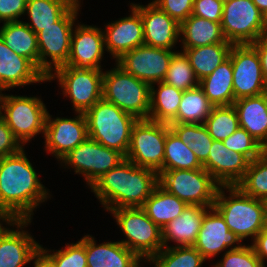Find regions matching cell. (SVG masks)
Instances as JSON below:
<instances>
[{
	"label": "cell",
	"instance_id": "cell-1",
	"mask_svg": "<svg viewBox=\"0 0 267 267\" xmlns=\"http://www.w3.org/2000/svg\"><path fill=\"white\" fill-rule=\"evenodd\" d=\"M24 148L0 159V210L15 220H31L33 211L45 202L48 191L41 184Z\"/></svg>",
	"mask_w": 267,
	"mask_h": 267
},
{
	"label": "cell",
	"instance_id": "cell-2",
	"mask_svg": "<svg viewBox=\"0 0 267 267\" xmlns=\"http://www.w3.org/2000/svg\"><path fill=\"white\" fill-rule=\"evenodd\" d=\"M158 174L125 159L90 188L107 211L142 207L158 185Z\"/></svg>",
	"mask_w": 267,
	"mask_h": 267
},
{
	"label": "cell",
	"instance_id": "cell-3",
	"mask_svg": "<svg viewBox=\"0 0 267 267\" xmlns=\"http://www.w3.org/2000/svg\"><path fill=\"white\" fill-rule=\"evenodd\" d=\"M213 207L241 240L249 236L254 240L267 225V201L245 195L237 186H220Z\"/></svg>",
	"mask_w": 267,
	"mask_h": 267
},
{
	"label": "cell",
	"instance_id": "cell-4",
	"mask_svg": "<svg viewBox=\"0 0 267 267\" xmlns=\"http://www.w3.org/2000/svg\"><path fill=\"white\" fill-rule=\"evenodd\" d=\"M89 138L126 156L137 118L101 98L84 113Z\"/></svg>",
	"mask_w": 267,
	"mask_h": 267
},
{
	"label": "cell",
	"instance_id": "cell-5",
	"mask_svg": "<svg viewBox=\"0 0 267 267\" xmlns=\"http://www.w3.org/2000/svg\"><path fill=\"white\" fill-rule=\"evenodd\" d=\"M103 98L137 119H148L150 85L127 73L117 63L103 73Z\"/></svg>",
	"mask_w": 267,
	"mask_h": 267
},
{
	"label": "cell",
	"instance_id": "cell-6",
	"mask_svg": "<svg viewBox=\"0 0 267 267\" xmlns=\"http://www.w3.org/2000/svg\"><path fill=\"white\" fill-rule=\"evenodd\" d=\"M110 211L127 238L120 242L140 259L150 261L163 248L162 229L141 207L117 208Z\"/></svg>",
	"mask_w": 267,
	"mask_h": 267
},
{
	"label": "cell",
	"instance_id": "cell-7",
	"mask_svg": "<svg viewBox=\"0 0 267 267\" xmlns=\"http://www.w3.org/2000/svg\"><path fill=\"white\" fill-rule=\"evenodd\" d=\"M47 113L45 104L38 97L5 95L0 92V117L22 146L39 133L44 134Z\"/></svg>",
	"mask_w": 267,
	"mask_h": 267
},
{
	"label": "cell",
	"instance_id": "cell-8",
	"mask_svg": "<svg viewBox=\"0 0 267 267\" xmlns=\"http://www.w3.org/2000/svg\"><path fill=\"white\" fill-rule=\"evenodd\" d=\"M159 185L188 205L212 208L220 185L204 169L163 170L158 175Z\"/></svg>",
	"mask_w": 267,
	"mask_h": 267
},
{
	"label": "cell",
	"instance_id": "cell-9",
	"mask_svg": "<svg viewBox=\"0 0 267 267\" xmlns=\"http://www.w3.org/2000/svg\"><path fill=\"white\" fill-rule=\"evenodd\" d=\"M169 124L138 119L131 131V141L125 159L139 167L163 171L165 139Z\"/></svg>",
	"mask_w": 267,
	"mask_h": 267
},
{
	"label": "cell",
	"instance_id": "cell-10",
	"mask_svg": "<svg viewBox=\"0 0 267 267\" xmlns=\"http://www.w3.org/2000/svg\"><path fill=\"white\" fill-rule=\"evenodd\" d=\"M47 76V82L58 79L63 95L70 97L75 112L85 113L103 98V73L99 69H77L61 66Z\"/></svg>",
	"mask_w": 267,
	"mask_h": 267
},
{
	"label": "cell",
	"instance_id": "cell-11",
	"mask_svg": "<svg viewBox=\"0 0 267 267\" xmlns=\"http://www.w3.org/2000/svg\"><path fill=\"white\" fill-rule=\"evenodd\" d=\"M77 14H79L78 9L70 8L57 22L36 34L39 48V70L46 78L53 72V69L67 64ZM47 57L52 62L47 60Z\"/></svg>",
	"mask_w": 267,
	"mask_h": 267
},
{
	"label": "cell",
	"instance_id": "cell-12",
	"mask_svg": "<svg viewBox=\"0 0 267 267\" xmlns=\"http://www.w3.org/2000/svg\"><path fill=\"white\" fill-rule=\"evenodd\" d=\"M61 160L65 166H71L76 174H82L91 187L106 172L123 162L125 156L88 137Z\"/></svg>",
	"mask_w": 267,
	"mask_h": 267
},
{
	"label": "cell",
	"instance_id": "cell-13",
	"mask_svg": "<svg viewBox=\"0 0 267 267\" xmlns=\"http://www.w3.org/2000/svg\"><path fill=\"white\" fill-rule=\"evenodd\" d=\"M221 27L232 44H252L263 34V14L252 0L224 2Z\"/></svg>",
	"mask_w": 267,
	"mask_h": 267
},
{
	"label": "cell",
	"instance_id": "cell-14",
	"mask_svg": "<svg viewBox=\"0 0 267 267\" xmlns=\"http://www.w3.org/2000/svg\"><path fill=\"white\" fill-rule=\"evenodd\" d=\"M229 58L232 62L235 100L267 92L259 55L251 44H233Z\"/></svg>",
	"mask_w": 267,
	"mask_h": 267
},
{
	"label": "cell",
	"instance_id": "cell-15",
	"mask_svg": "<svg viewBox=\"0 0 267 267\" xmlns=\"http://www.w3.org/2000/svg\"><path fill=\"white\" fill-rule=\"evenodd\" d=\"M174 53L175 51L143 44L125 53L116 62L127 73L154 85L164 80Z\"/></svg>",
	"mask_w": 267,
	"mask_h": 267
},
{
	"label": "cell",
	"instance_id": "cell-16",
	"mask_svg": "<svg viewBox=\"0 0 267 267\" xmlns=\"http://www.w3.org/2000/svg\"><path fill=\"white\" fill-rule=\"evenodd\" d=\"M77 114L75 118L52 119L47 113L43 136L45 149L60 161L89 137L84 113Z\"/></svg>",
	"mask_w": 267,
	"mask_h": 267
},
{
	"label": "cell",
	"instance_id": "cell-17",
	"mask_svg": "<svg viewBox=\"0 0 267 267\" xmlns=\"http://www.w3.org/2000/svg\"><path fill=\"white\" fill-rule=\"evenodd\" d=\"M105 42L101 28L88 25H77L72 32L70 54L67 64L77 69H101Z\"/></svg>",
	"mask_w": 267,
	"mask_h": 267
},
{
	"label": "cell",
	"instance_id": "cell-18",
	"mask_svg": "<svg viewBox=\"0 0 267 267\" xmlns=\"http://www.w3.org/2000/svg\"><path fill=\"white\" fill-rule=\"evenodd\" d=\"M241 242L240 237L229 230L221 214L212 207L203 217L194 247L207 260L229 247L230 250L242 247Z\"/></svg>",
	"mask_w": 267,
	"mask_h": 267
},
{
	"label": "cell",
	"instance_id": "cell-19",
	"mask_svg": "<svg viewBox=\"0 0 267 267\" xmlns=\"http://www.w3.org/2000/svg\"><path fill=\"white\" fill-rule=\"evenodd\" d=\"M143 21L144 44L156 48L172 50L181 38L180 24L154 3L133 4Z\"/></svg>",
	"mask_w": 267,
	"mask_h": 267
},
{
	"label": "cell",
	"instance_id": "cell-20",
	"mask_svg": "<svg viewBox=\"0 0 267 267\" xmlns=\"http://www.w3.org/2000/svg\"><path fill=\"white\" fill-rule=\"evenodd\" d=\"M250 160L229 150L223 141L214 140L203 168L220 186H236L244 177Z\"/></svg>",
	"mask_w": 267,
	"mask_h": 267
},
{
	"label": "cell",
	"instance_id": "cell-21",
	"mask_svg": "<svg viewBox=\"0 0 267 267\" xmlns=\"http://www.w3.org/2000/svg\"><path fill=\"white\" fill-rule=\"evenodd\" d=\"M128 17L106 25L104 34L105 50L113 59H120L125 53L144 44L143 21L140 12L131 4Z\"/></svg>",
	"mask_w": 267,
	"mask_h": 267
},
{
	"label": "cell",
	"instance_id": "cell-22",
	"mask_svg": "<svg viewBox=\"0 0 267 267\" xmlns=\"http://www.w3.org/2000/svg\"><path fill=\"white\" fill-rule=\"evenodd\" d=\"M30 223L31 220H15L10 226H17V230L6 228L0 235V267H23L33 261L41 245L23 230Z\"/></svg>",
	"mask_w": 267,
	"mask_h": 267
},
{
	"label": "cell",
	"instance_id": "cell-23",
	"mask_svg": "<svg viewBox=\"0 0 267 267\" xmlns=\"http://www.w3.org/2000/svg\"><path fill=\"white\" fill-rule=\"evenodd\" d=\"M46 82L45 75L26 57L11 50L0 37V92Z\"/></svg>",
	"mask_w": 267,
	"mask_h": 267
},
{
	"label": "cell",
	"instance_id": "cell-24",
	"mask_svg": "<svg viewBox=\"0 0 267 267\" xmlns=\"http://www.w3.org/2000/svg\"><path fill=\"white\" fill-rule=\"evenodd\" d=\"M210 210L200 205H188L183 213L162 228L163 247L171 240L177 247L194 246L205 213Z\"/></svg>",
	"mask_w": 267,
	"mask_h": 267
},
{
	"label": "cell",
	"instance_id": "cell-25",
	"mask_svg": "<svg viewBox=\"0 0 267 267\" xmlns=\"http://www.w3.org/2000/svg\"><path fill=\"white\" fill-rule=\"evenodd\" d=\"M86 261L87 267H141L142 260L120 241L97 245L86 235Z\"/></svg>",
	"mask_w": 267,
	"mask_h": 267
},
{
	"label": "cell",
	"instance_id": "cell-26",
	"mask_svg": "<svg viewBox=\"0 0 267 267\" xmlns=\"http://www.w3.org/2000/svg\"><path fill=\"white\" fill-rule=\"evenodd\" d=\"M241 128L263 147L267 145V92L241 98L233 104Z\"/></svg>",
	"mask_w": 267,
	"mask_h": 267
},
{
	"label": "cell",
	"instance_id": "cell-27",
	"mask_svg": "<svg viewBox=\"0 0 267 267\" xmlns=\"http://www.w3.org/2000/svg\"><path fill=\"white\" fill-rule=\"evenodd\" d=\"M183 49L208 46L216 43H231L224 37L221 23L191 15L180 24Z\"/></svg>",
	"mask_w": 267,
	"mask_h": 267
},
{
	"label": "cell",
	"instance_id": "cell-28",
	"mask_svg": "<svg viewBox=\"0 0 267 267\" xmlns=\"http://www.w3.org/2000/svg\"><path fill=\"white\" fill-rule=\"evenodd\" d=\"M5 44L39 69V48L36 33L22 21L5 22L0 29Z\"/></svg>",
	"mask_w": 267,
	"mask_h": 267
},
{
	"label": "cell",
	"instance_id": "cell-29",
	"mask_svg": "<svg viewBox=\"0 0 267 267\" xmlns=\"http://www.w3.org/2000/svg\"><path fill=\"white\" fill-rule=\"evenodd\" d=\"M199 86L214 106L233 105L235 98L231 59L225 60L210 75L200 80Z\"/></svg>",
	"mask_w": 267,
	"mask_h": 267
},
{
	"label": "cell",
	"instance_id": "cell-30",
	"mask_svg": "<svg viewBox=\"0 0 267 267\" xmlns=\"http://www.w3.org/2000/svg\"><path fill=\"white\" fill-rule=\"evenodd\" d=\"M188 204L168 193L159 184L141 207L146 215L161 229L183 213Z\"/></svg>",
	"mask_w": 267,
	"mask_h": 267
},
{
	"label": "cell",
	"instance_id": "cell-31",
	"mask_svg": "<svg viewBox=\"0 0 267 267\" xmlns=\"http://www.w3.org/2000/svg\"><path fill=\"white\" fill-rule=\"evenodd\" d=\"M232 43H216L191 49H183L190 65L200 81L210 75L215 68L229 58Z\"/></svg>",
	"mask_w": 267,
	"mask_h": 267
},
{
	"label": "cell",
	"instance_id": "cell-32",
	"mask_svg": "<svg viewBox=\"0 0 267 267\" xmlns=\"http://www.w3.org/2000/svg\"><path fill=\"white\" fill-rule=\"evenodd\" d=\"M158 90L150 85V111L148 119L169 124L176 116L183 91L159 82Z\"/></svg>",
	"mask_w": 267,
	"mask_h": 267
},
{
	"label": "cell",
	"instance_id": "cell-33",
	"mask_svg": "<svg viewBox=\"0 0 267 267\" xmlns=\"http://www.w3.org/2000/svg\"><path fill=\"white\" fill-rule=\"evenodd\" d=\"M213 107L200 86L183 91L177 116L170 123L203 124Z\"/></svg>",
	"mask_w": 267,
	"mask_h": 267
},
{
	"label": "cell",
	"instance_id": "cell-34",
	"mask_svg": "<svg viewBox=\"0 0 267 267\" xmlns=\"http://www.w3.org/2000/svg\"><path fill=\"white\" fill-rule=\"evenodd\" d=\"M201 168H203V165L199 162L194 152L169 129L165 139L163 170H194Z\"/></svg>",
	"mask_w": 267,
	"mask_h": 267
},
{
	"label": "cell",
	"instance_id": "cell-35",
	"mask_svg": "<svg viewBox=\"0 0 267 267\" xmlns=\"http://www.w3.org/2000/svg\"><path fill=\"white\" fill-rule=\"evenodd\" d=\"M69 9L62 0H27L25 11L31 22L26 24L37 34L57 22Z\"/></svg>",
	"mask_w": 267,
	"mask_h": 267
},
{
	"label": "cell",
	"instance_id": "cell-36",
	"mask_svg": "<svg viewBox=\"0 0 267 267\" xmlns=\"http://www.w3.org/2000/svg\"><path fill=\"white\" fill-rule=\"evenodd\" d=\"M169 127L203 165L208 159L214 141L204 124L169 123Z\"/></svg>",
	"mask_w": 267,
	"mask_h": 267
},
{
	"label": "cell",
	"instance_id": "cell-37",
	"mask_svg": "<svg viewBox=\"0 0 267 267\" xmlns=\"http://www.w3.org/2000/svg\"><path fill=\"white\" fill-rule=\"evenodd\" d=\"M206 259L194 246L163 247L149 262L155 267H201Z\"/></svg>",
	"mask_w": 267,
	"mask_h": 267
},
{
	"label": "cell",
	"instance_id": "cell-38",
	"mask_svg": "<svg viewBox=\"0 0 267 267\" xmlns=\"http://www.w3.org/2000/svg\"><path fill=\"white\" fill-rule=\"evenodd\" d=\"M213 140L224 141L240 128L237 112L233 105L214 106L203 123Z\"/></svg>",
	"mask_w": 267,
	"mask_h": 267
},
{
	"label": "cell",
	"instance_id": "cell-39",
	"mask_svg": "<svg viewBox=\"0 0 267 267\" xmlns=\"http://www.w3.org/2000/svg\"><path fill=\"white\" fill-rule=\"evenodd\" d=\"M245 195L267 201V155L252 160L243 177L236 185Z\"/></svg>",
	"mask_w": 267,
	"mask_h": 267
},
{
	"label": "cell",
	"instance_id": "cell-40",
	"mask_svg": "<svg viewBox=\"0 0 267 267\" xmlns=\"http://www.w3.org/2000/svg\"><path fill=\"white\" fill-rule=\"evenodd\" d=\"M163 82L182 91L199 86V80L184 52L174 53Z\"/></svg>",
	"mask_w": 267,
	"mask_h": 267
},
{
	"label": "cell",
	"instance_id": "cell-41",
	"mask_svg": "<svg viewBox=\"0 0 267 267\" xmlns=\"http://www.w3.org/2000/svg\"><path fill=\"white\" fill-rule=\"evenodd\" d=\"M40 251L55 265V267H87L86 235L75 244H67L62 250L53 253L40 246Z\"/></svg>",
	"mask_w": 267,
	"mask_h": 267
},
{
	"label": "cell",
	"instance_id": "cell-42",
	"mask_svg": "<svg viewBox=\"0 0 267 267\" xmlns=\"http://www.w3.org/2000/svg\"><path fill=\"white\" fill-rule=\"evenodd\" d=\"M223 143L229 150L241 153L250 161L255 160L264 153V147L241 127L227 137Z\"/></svg>",
	"mask_w": 267,
	"mask_h": 267
},
{
	"label": "cell",
	"instance_id": "cell-43",
	"mask_svg": "<svg viewBox=\"0 0 267 267\" xmlns=\"http://www.w3.org/2000/svg\"><path fill=\"white\" fill-rule=\"evenodd\" d=\"M215 267H266L257 257L253 247L245 244L234 250L227 249Z\"/></svg>",
	"mask_w": 267,
	"mask_h": 267
},
{
	"label": "cell",
	"instance_id": "cell-44",
	"mask_svg": "<svg viewBox=\"0 0 267 267\" xmlns=\"http://www.w3.org/2000/svg\"><path fill=\"white\" fill-rule=\"evenodd\" d=\"M152 3L179 24L192 15L194 6V0H154Z\"/></svg>",
	"mask_w": 267,
	"mask_h": 267
},
{
	"label": "cell",
	"instance_id": "cell-45",
	"mask_svg": "<svg viewBox=\"0 0 267 267\" xmlns=\"http://www.w3.org/2000/svg\"><path fill=\"white\" fill-rule=\"evenodd\" d=\"M223 9L221 0H194L192 15L221 23Z\"/></svg>",
	"mask_w": 267,
	"mask_h": 267
},
{
	"label": "cell",
	"instance_id": "cell-46",
	"mask_svg": "<svg viewBox=\"0 0 267 267\" xmlns=\"http://www.w3.org/2000/svg\"><path fill=\"white\" fill-rule=\"evenodd\" d=\"M23 149L6 122L0 117V159L14 155Z\"/></svg>",
	"mask_w": 267,
	"mask_h": 267
},
{
	"label": "cell",
	"instance_id": "cell-47",
	"mask_svg": "<svg viewBox=\"0 0 267 267\" xmlns=\"http://www.w3.org/2000/svg\"><path fill=\"white\" fill-rule=\"evenodd\" d=\"M26 5L27 0H0V21H19L18 18L26 14Z\"/></svg>",
	"mask_w": 267,
	"mask_h": 267
},
{
	"label": "cell",
	"instance_id": "cell-48",
	"mask_svg": "<svg viewBox=\"0 0 267 267\" xmlns=\"http://www.w3.org/2000/svg\"><path fill=\"white\" fill-rule=\"evenodd\" d=\"M251 246L265 266V258L267 259V225L256 235Z\"/></svg>",
	"mask_w": 267,
	"mask_h": 267
},
{
	"label": "cell",
	"instance_id": "cell-49",
	"mask_svg": "<svg viewBox=\"0 0 267 267\" xmlns=\"http://www.w3.org/2000/svg\"><path fill=\"white\" fill-rule=\"evenodd\" d=\"M251 45L257 50L261 63L262 75L267 85V34H263Z\"/></svg>",
	"mask_w": 267,
	"mask_h": 267
},
{
	"label": "cell",
	"instance_id": "cell-50",
	"mask_svg": "<svg viewBox=\"0 0 267 267\" xmlns=\"http://www.w3.org/2000/svg\"><path fill=\"white\" fill-rule=\"evenodd\" d=\"M34 267H55V265L39 250L33 257Z\"/></svg>",
	"mask_w": 267,
	"mask_h": 267
},
{
	"label": "cell",
	"instance_id": "cell-51",
	"mask_svg": "<svg viewBox=\"0 0 267 267\" xmlns=\"http://www.w3.org/2000/svg\"><path fill=\"white\" fill-rule=\"evenodd\" d=\"M1 220H2V222L4 221L8 225H11L15 221V219L10 214H8L7 212L0 210V235L6 229L5 227L2 226L3 224L1 222Z\"/></svg>",
	"mask_w": 267,
	"mask_h": 267
},
{
	"label": "cell",
	"instance_id": "cell-52",
	"mask_svg": "<svg viewBox=\"0 0 267 267\" xmlns=\"http://www.w3.org/2000/svg\"><path fill=\"white\" fill-rule=\"evenodd\" d=\"M262 14L267 11V0H252Z\"/></svg>",
	"mask_w": 267,
	"mask_h": 267
},
{
	"label": "cell",
	"instance_id": "cell-53",
	"mask_svg": "<svg viewBox=\"0 0 267 267\" xmlns=\"http://www.w3.org/2000/svg\"><path fill=\"white\" fill-rule=\"evenodd\" d=\"M66 5H68L70 8H74V9H80L79 6L80 2L79 0H62ZM81 1V0H80Z\"/></svg>",
	"mask_w": 267,
	"mask_h": 267
},
{
	"label": "cell",
	"instance_id": "cell-54",
	"mask_svg": "<svg viewBox=\"0 0 267 267\" xmlns=\"http://www.w3.org/2000/svg\"><path fill=\"white\" fill-rule=\"evenodd\" d=\"M263 28L264 34H267V11L263 14Z\"/></svg>",
	"mask_w": 267,
	"mask_h": 267
},
{
	"label": "cell",
	"instance_id": "cell-55",
	"mask_svg": "<svg viewBox=\"0 0 267 267\" xmlns=\"http://www.w3.org/2000/svg\"><path fill=\"white\" fill-rule=\"evenodd\" d=\"M264 153L267 155V145L264 147Z\"/></svg>",
	"mask_w": 267,
	"mask_h": 267
}]
</instances>
